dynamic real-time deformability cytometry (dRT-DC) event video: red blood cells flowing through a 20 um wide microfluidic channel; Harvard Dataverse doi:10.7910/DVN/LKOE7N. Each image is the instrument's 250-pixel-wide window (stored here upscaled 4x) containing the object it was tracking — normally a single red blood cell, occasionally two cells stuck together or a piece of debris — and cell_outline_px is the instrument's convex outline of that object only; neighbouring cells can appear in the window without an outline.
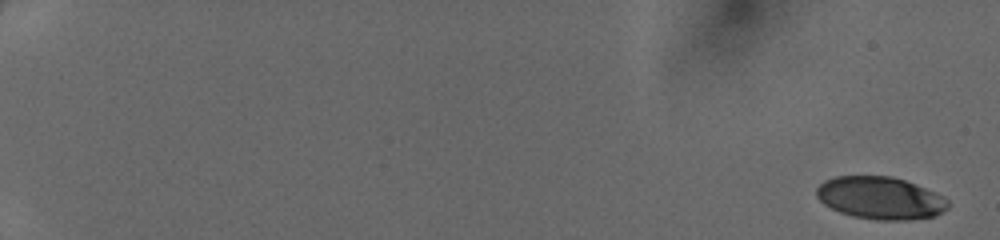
{"species": "human", "species_latin": "Homo sapiens", "temperature_condition": "cold", "stored_images_in_passage": 49, "camera_frame_rate_fps": 3000, "um_per_image_px": 0.085, "donor": {"sex": "female"}, "frame": {"image": 1, "passage_image": 1, "time_ms": 0.0, "image_size_px": [1000, 240], "cell_outline_px": [[948, 208], [936, 216], [908, 220], [876, 220], [852, 216], [840, 212], [824, 204], [816, 196], [816, 188], [824, 180], [836, 176], [892, 176], [904, 180], [944, 196], [948, 200]], "centroid_in_image_um": [74.82, 16.83], "position_along_channel_um": 10.2, "area_um2": 32.54}}
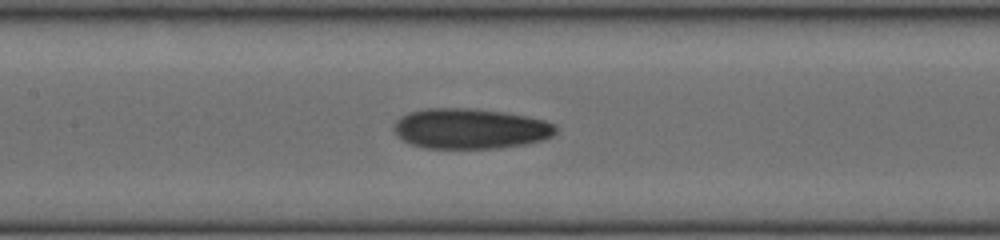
{"frame": {"image": 2, "passage_image": 27, "time_ms": 8.667, "image_size_px": [1000, 240], "cell_outline_px": [[556, 132], [552, 136], [540, 140], [524, 144], [496, 148], [424, 148], [412, 144], [396, 136], [392, 128], [396, 120], [400, 116], [408, 112], [424, 108], [476, 108], [504, 112], [544, 120], [556, 124]], "centroid_in_image_um": [39.92, 10.92], "position_along_channel_um": 167.5, "area_um2": 38.21}}
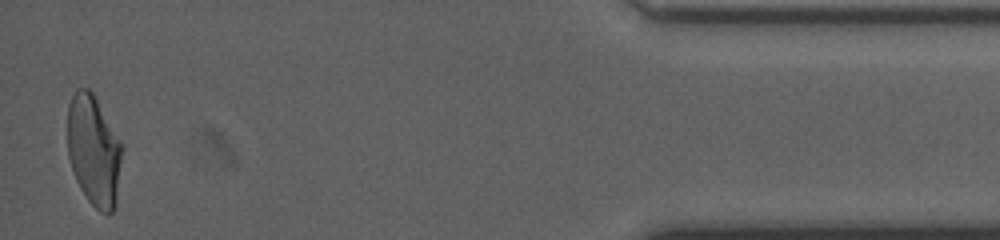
{"frame": {"image": 3, "passage_image": 49, "time_ms": 16.0, "image_size_px": [1000, 240], "cell_outline_px": [[124, 148], [116, 208], [112, 212], [100, 212], [88, 200], [80, 188], [76, 180], [68, 156], [68, 104], [76, 88], [88, 88], [92, 92], [120, 140]], "centroid_in_image_um": [8.0, 12.82], "position_along_channel_um": 427.2, "area_um2": 35.43}}